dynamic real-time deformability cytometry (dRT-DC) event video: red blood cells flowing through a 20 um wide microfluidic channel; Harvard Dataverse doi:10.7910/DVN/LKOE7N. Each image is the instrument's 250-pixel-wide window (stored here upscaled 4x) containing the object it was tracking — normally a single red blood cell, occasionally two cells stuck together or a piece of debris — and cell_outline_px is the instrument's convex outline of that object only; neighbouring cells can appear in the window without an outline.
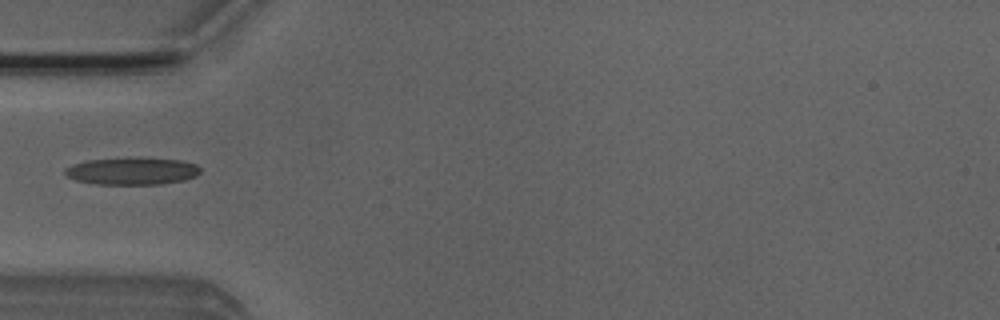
{"species": "Egyptian fruit bat (a non-hibernating species)", "species_latin": "Rousettus aegyptiacus", "temperature_condition": "room temperature", "stored_images_in_passage": 36, "camera_frame_rate_fps": 3000, "um_per_image_px": 0.085, "animal": {"sex": "male"}, "frame": {"image": 1, "passage_image": 1, "time_ms": 0.0, "image_size_px": [1000, 320], "cell_outline_px": [[200, 172], [196, 176], [184, 180], [160, 184], [96, 184], [76, 180], [68, 176], [64, 172], [64, 168], [72, 164], [88, 160], [128, 156], [136, 156], [184, 160], [196, 164], [200, 168]], "centroid_in_image_um": [11.24, 14.51], "position_along_channel_um": 73.8, "area_um2": 22.08}}
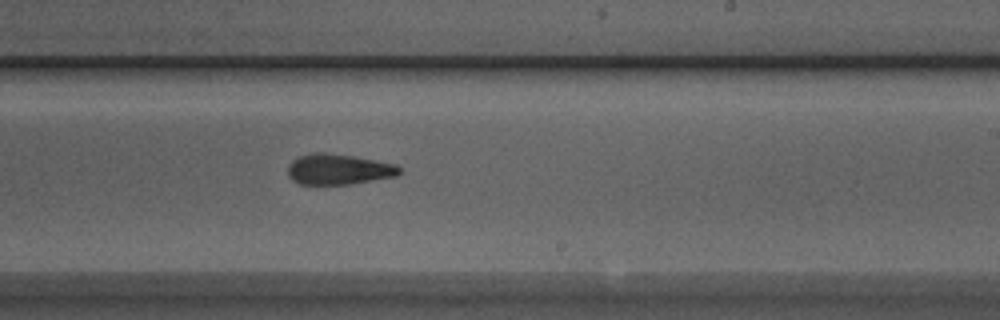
{"frame": {"image": 2, "passage_image": 15, "time_ms": 4.667, "image_size_px": [1000, 320], "cell_outline_px": [[400, 172], [396, 176], [348, 184], [300, 184], [292, 180], [288, 176], [288, 164], [292, 160], [300, 156], [312, 152], [324, 152], [352, 156], [396, 164], [400, 168]], "centroid_in_image_um": [28.73, 14.38], "position_along_channel_um": 260.3, "area_um2": 19.77}}
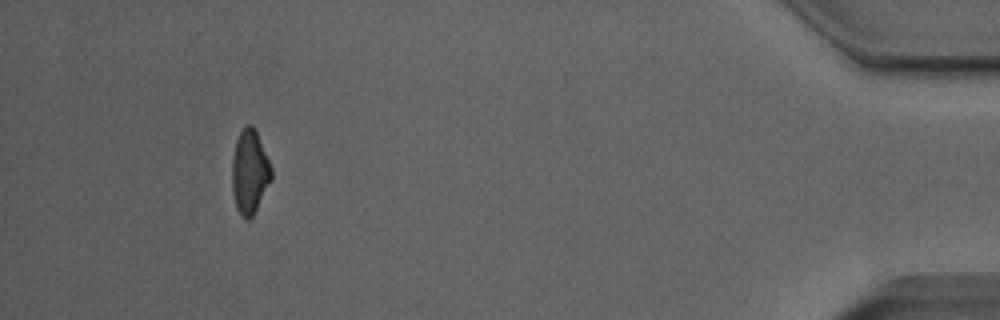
{"frame": {"image": 3, "passage_image": 32, "time_ms": 10.333, "image_size_px": [1000, 320], "cell_outline_px": [[272, 180], [252, 216], [248, 220], [244, 220], [240, 216], [236, 208], [232, 188], [232, 160], [236, 140], [240, 132], [248, 124], [252, 124], [256, 132], [272, 168]], "centroid_in_image_um": [21.22, 14.65], "position_along_channel_um": 414.0, "area_um2": 19.13}}